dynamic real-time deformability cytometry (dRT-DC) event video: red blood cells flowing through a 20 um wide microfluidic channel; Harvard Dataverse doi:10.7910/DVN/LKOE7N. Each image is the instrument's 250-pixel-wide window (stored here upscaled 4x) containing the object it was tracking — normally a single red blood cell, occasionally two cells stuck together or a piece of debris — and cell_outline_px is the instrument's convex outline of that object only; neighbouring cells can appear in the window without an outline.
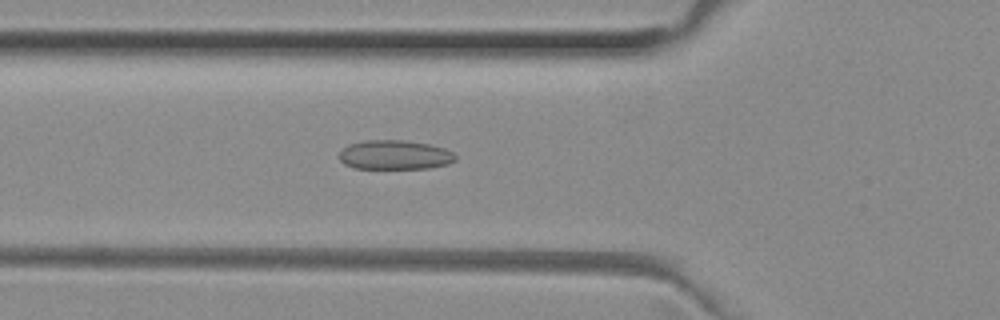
{"species": "common noctule bat (a hibernating species)", "species_latin": "Nyctalus noctula", "temperature_condition": "room temperature", "stored_images_in_passage": 50, "camera_frame_rate_fps": 3000, "um_per_image_px": 0.085, "animal": {"sex": "female", "body_mass_g": 29.2, "forearm_length_mm": 56.3}, "frame": {"image": 1, "passage_image": 17, "time_ms": 5.333, "image_size_px": [1000, 320], "cell_outline_px": [[456, 160], [448, 164], [428, 168], [352, 168], [344, 164], [340, 160], [340, 152], [348, 144], [368, 140], [400, 140], [428, 144], [444, 148], [452, 152], [456, 156]], "centroid_in_image_um": [33.55, 13.17], "position_along_channel_um": 92.3, "area_um2": 19.71}}
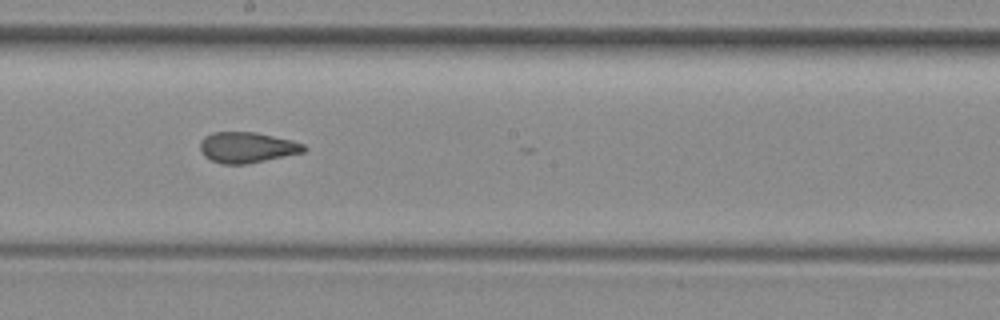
{"frame": {"image": 2, "passage_image": 27, "time_ms": 8.667, "image_size_px": [1000, 320], "cell_outline_px": [[308, 148], [304, 152], [248, 164], [220, 164], [204, 156], [200, 148], [200, 144], [204, 136], [212, 132], [256, 132], [292, 140], [304, 144]], "centroid_in_image_um": [21.01, 12.53], "position_along_channel_um": 227.2, "area_um2": 18.67}}
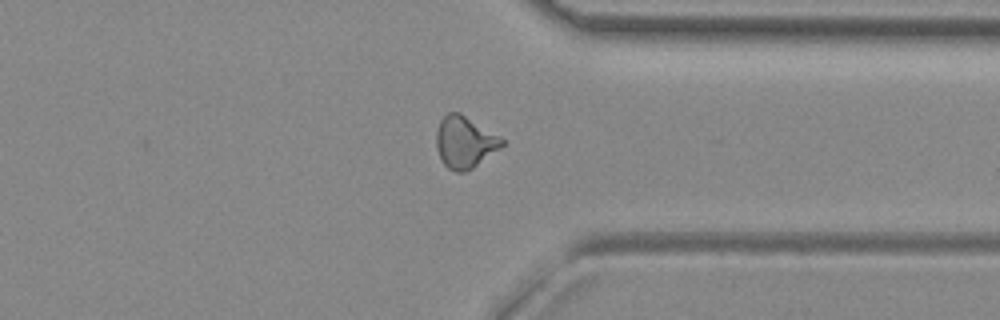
{"frame": {"image": 3, "passage_image": 38, "time_ms": 12.333, "image_size_px": [1000, 320], "cell_outline_px": [[504, 144], [500, 148], [472, 168], [464, 172], [456, 172], [448, 168], [444, 164], [436, 148], [436, 132], [440, 120], [448, 112], [460, 112], [500, 136], [504, 140]], "centroid_in_image_um": [39.49, 12.07], "position_along_channel_um": 371.9, "area_um2": 19.71}, "authors_computed_cell_mechanics": {"area_um2": 19.5075, "velocity_mm_per_s": 4.0347, "shape_relaxation_time_tau1_ms": null, "shape_relaxation_time_tau2_ms": 1.5116, "deformation_change_tau1": null, "deformation_change_tau2": 0.0848}}